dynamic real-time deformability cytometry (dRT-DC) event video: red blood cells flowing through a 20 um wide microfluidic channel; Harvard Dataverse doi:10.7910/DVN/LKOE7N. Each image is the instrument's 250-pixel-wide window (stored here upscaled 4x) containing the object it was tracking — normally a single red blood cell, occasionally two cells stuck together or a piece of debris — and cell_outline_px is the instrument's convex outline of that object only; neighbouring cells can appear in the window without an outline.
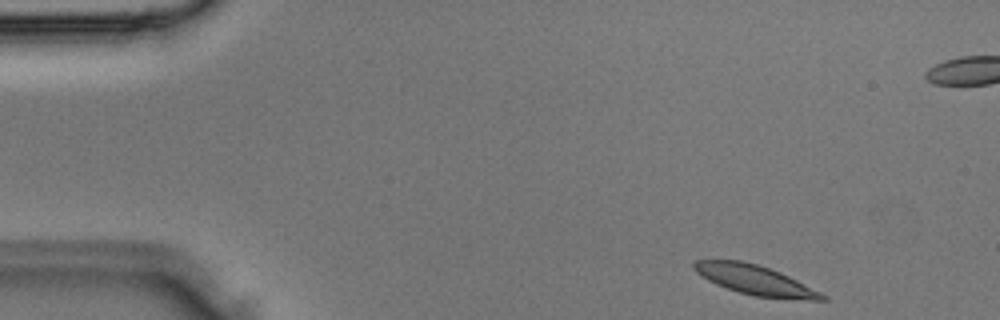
{"species": "Egyptian fruit bat (a non-hibernating species)", "species_latin": "Rousettus aegyptiacus", "temperature_condition": "room temperature", "stored_images_in_passage": 4, "camera_frame_rate_fps": 3000, "um_per_image_px": 0.085, "animal": {"sex": "male"}, "frame": {"image": 1, "passage_image": 1, "time_ms": 0.0, "image_size_px": [1000, 320], "cell_outline_px": [[828, 300], [808, 300], [756, 296], [740, 292], [716, 284], [700, 276], [692, 268], [692, 260], [740, 260], [756, 264], [780, 272], [828, 296]], "centroid_in_image_um": [64.14, 23.79], "position_along_channel_um": 20.9, "area_um2": 21.91}}